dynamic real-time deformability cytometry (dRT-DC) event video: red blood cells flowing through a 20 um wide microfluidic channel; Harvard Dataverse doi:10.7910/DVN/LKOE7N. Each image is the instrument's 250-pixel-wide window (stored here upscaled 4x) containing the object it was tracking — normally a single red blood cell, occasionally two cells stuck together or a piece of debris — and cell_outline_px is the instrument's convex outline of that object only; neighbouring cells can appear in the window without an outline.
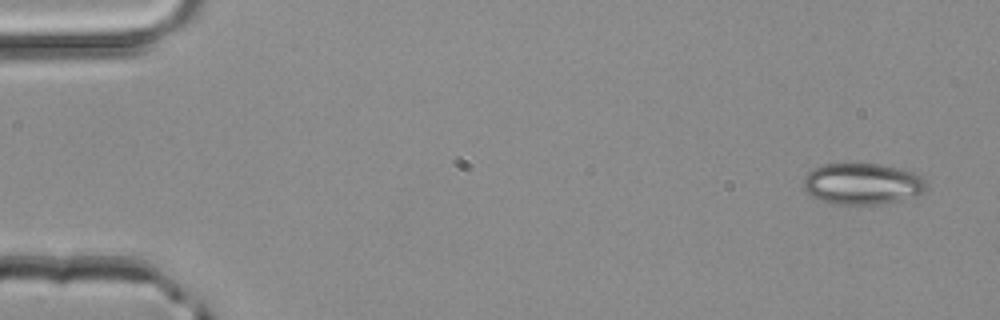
{"species": "common noctule bat (a hibernating species)", "species_latin": "Nyctalus noctula", "temperature_condition": "room temperature", "stored_images_in_passage": 4, "segment_of_instrument_passage": [2, 2], "camera_frame_rate_fps": 3000, "um_per_image_px": 0.085, "animal": {"sex": "male", "body_mass_g": 20.4}, "frame": {"image": 1, "passage_image": 4, "time_ms": 1.0, "image_size_px": [1000, 320], "cell_outline_px": [[928, 184], [916, 196], [884, 204], [832, 204], [820, 200], [812, 196], [804, 188], [804, 176], [812, 168], [824, 164], [880, 164], [900, 168], [912, 172], [920, 176]], "centroid_in_image_um": [73.28, 15.62], "position_along_channel_um": 11.7, "area_um2": 29.54}}